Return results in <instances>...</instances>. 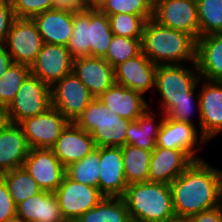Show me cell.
Here are the masks:
<instances>
[{
    "label": "cell",
    "mask_w": 222,
    "mask_h": 222,
    "mask_svg": "<svg viewBox=\"0 0 222 222\" xmlns=\"http://www.w3.org/2000/svg\"><path fill=\"white\" fill-rule=\"evenodd\" d=\"M89 6V0H83Z\"/></svg>",
    "instance_id": "49"
},
{
    "label": "cell",
    "mask_w": 222,
    "mask_h": 222,
    "mask_svg": "<svg viewBox=\"0 0 222 222\" xmlns=\"http://www.w3.org/2000/svg\"><path fill=\"white\" fill-rule=\"evenodd\" d=\"M100 147L78 162L65 168V174L72 180L98 188L100 173Z\"/></svg>",
    "instance_id": "32"
},
{
    "label": "cell",
    "mask_w": 222,
    "mask_h": 222,
    "mask_svg": "<svg viewBox=\"0 0 222 222\" xmlns=\"http://www.w3.org/2000/svg\"><path fill=\"white\" fill-rule=\"evenodd\" d=\"M200 37L222 32V0H196Z\"/></svg>",
    "instance_id": "34"
},
{
    "label": "cell",
    "mask_w": 222,
    "mask_h": 222,
    "mask_svg": "<svg viewBox=\"0 0 222 222\" xmlns=\"http://www.w3.org/2000/svg\"><path fill=\"white\" fill-rule=\"evenodd\" d=\"M153 19L171 29L200 38L196 0H154Z\"/></svg>",
    "instance_id": "8"
},
{
    "label": "cell",
    "mask_w": 222,
    "mask_h": 222,
    "mask_svg": "<svg viewBox=\"0 0 222 222\" xmlns=\"http://www.w3.org/2000/svg\"><path fill=\"white\" fill-rule=\"evenodd\" d=\"M16 216V204L5 181L0 177V222Z\"/></svg>",
    "instance_id": "40"
},
{
    "label": "cell",
    "mask_w": 222,
    "mask_h": 222,
    "mask_svg": "<svg viewBox=\"0 0 222 222\" xmlns=\"http://www.w3.org/2000/svg\"><path fill=\"white\" fill-rule=\"evenodd\" d=\"M87 4L83 0H53V9L78 12L83 10Z\"/></svg>",
    "instance_id": "43"
},
{
    "label": "cell",
    "mask_w": 222,
    "mask_h": 222,
    "mask_svg": "<svg viewBox=\"0 0 222 222\" xmlns=\"http://www.w3.org/2000/svg\"><path fill=\"white\" fill-rule=\"evenodd\" d=\"M6 113L5 109L0 108V130L3 128V126L7 123Z\"/></svg>",
    "instance_id": "45"
},
{
    "label": "cell",
    "mask_w": 222,
    "mask_h": 222,
    "mask_svg": "<svg viewBox=\"0 0 222 222\" xmlns=\"http://www.w3.org/2000/svg\"><path fill=\"white\" fill-rule=\"evenodd\" d=\"M154 0H103L97 8L108 17L118 13L135 14L153 18Z\"/></svg>",
    "instance_id": "35"
},
{
    "label": "cell",
    "mask_w": 222,
    "mask_h": 222,
    "mask_svg": "<svg viewBox=\"0 0 222 222\" xmlns=\"http://www.w3.org/2000/svg\"><path fill=\"white\" fill-rule=\"evenodd\" d=\"M142 93L120 84H113L98 99L123 119L135 121L151 104Z\"/></svg>",
    "instance_id": "21"
},
{
    "label": "cell",
    "mask_w": 222,
    "mask_h": 222,
    "mask_svg": "<svg viewBox=\"0 0 222 222\" xmlns=\"http://www.w3.org/2000/svg\"><path fill=\"white\" fill-rule=\"evenodd\" d=\"M0 177L5 181L16 205L42 191L23 167L4 172Z\"/></svg>",
    "instance_id": "30"
},
{
    "label": "cell",
    "mask_w": 222,
    "mask_h": 222,
    "mask_svg": "<svg viewBox=\"0 0 222 222\" xmlns=\"http://www.w3.org/2000/svg\"><path fill=\"white\" fill-rule=\"evenodd\" d=\"M165 222H192L190 218H187V217H178V216H175L171 219H168L167 221Z\"/></svg>",
    "instance_id": "46"
},
{
    "label": "cell",
    "mask_w": 222,
    "mask_h": 222,
    "mask_svg": "<svg viewBox=\"0 0 222 222\" xmlns=\"http://www.w3.org/2000/svg\"><path fill=\"white\" fill-rule=\"evenodd\" d=\"M69 123L59 110L51 106L45 112L26 118L18 125L30 148L51 149Z\"/></svg>",
    "instance_id": "11"
},
{
    "label": "cell",
    "mask_w": 222,
    "mask_h": 222,
    "mask_svg": "<svg viewBox=\"0 0 222 222\" xmlns=\"http://www.w3.org/2000/svg\"><path fill=\"white\" fill-rule=\"evenodd\" d=\"M113 35L109 17L97 7H89L90 56L104 57Z\"/></svg>",
    "instance_id": "27"
},
{
    "label": "cell",
    "mask_w": 222,
    "mask_h": 222,
    "mask_svg": "<svg viewBox=\"0 0 222 222\" xmlns=\"http://www.w3.org/2000/svg\"><path fill=\"white\" fill-rule=\"evenodd\" d=\"M49 107H51V88L30 74L5 109V113L9 123L19 124L26 118L45 112Z\"/></svg>",
    "instance_id": "6"
},
{
    "label": "cell",
    "mask_w": 222,
    "mask_h": 222,
    "mask_svg": "<svg viewBox=\"0 0 222 222\" xmlns=\"http://www.w3.org/2000/svg\"><path fill=\"white\" fill-rule=\"evenodd\" d=\"M73 72L95 98L116 83L115 68L103 57L74 59Z\"/></svg>",
    "instance_id": "17"
},
{
    "label": "cell",
    "mask_w": 222,
    "mask_h": 222,
    "mask_svg": "<svg viewBox=\"0 0 222 222\" xmlns=\"http://www.w3.org/2000/svg\"><path fill=\"white\" fill-rule=\"evenodd\" d=\"M142 52L141 39L113 35L108 51L103 57L113 68Z\"/></svg>",
    "instance_id": "36"
},
{
    "label": "cell",
    "mask_w": 222,
    "mask_h": 222,
    "mask_svg": "<svg viewBox=\"0 0 222 222\" xmlns=\"http://www.w3.org/2000/svg\"><path fill=\"white\" fill-rule=\"evenodd\" d=\"M198 132L196 125L171 120L165 116L157 136L156 146L166 149H179L186 152L194 161L200 160L202 157L200 158L196 154L208 141Z\"/></svg>",
    "instance_id": "13"
},
{
    "label": "cell",
    "mask_w": 222,
    "mask_h": 222,
    "mask_svg": "<svg viewBox=\"0 0 222 222\" xmlns=\"http://www.w3.org/2000/svg\"><path fill=\"white\" fill-rule=\"evenodd\" d=\"M13 63L11 55L4 44H0V79L6 73L8 67Z\"/></svg>",
    "instance_id": "44"
},
{
    "label": "cell",
    "mask_w": 222,
    "mask_h": 222,
    "mask_svg": "<svg viewBox=\"0 0 222 222\" xmlns=\"http://www.w3.org/2000/svg\"><path fill=\"white\" fill-rule=\"evenodd\" d=\"M73 12L65 10H46L32 19L44 43L67 46L73 33Z\"/></svg>",
    "instance_id": "24"
},
{
    "label": "cell",
    "mask_w": 222,
    "mask_h": 222,
    "mask_svg": "<svg viewBox=\"0 0 222 222\" xmlns=\"http://www.w3.org/2000/svg\"><path fill=\"white\" fill-rule=\"evenodd\" d=\"M75 222H131L122 197H104Z\"/></svg>",
    "instance_id": "28"
},
{
    "label": "cell",
    "mask_w": 222,
    "mask_h": 222,
    "mask_svg": "<svg viewBox=\"0 0 222 222\" xmlns=\"http://www.w3.org/2000/svg\"><path fill=\"white\" fill-rule=\"evenodd\" d=\"M16 18H30L53 9V0H11Z\"/></svg>",
    "instance_id": "38"
},
{
    "label": "cell",
    "mask_w": 222,
    "mask_h": 222,
    "mask_svg": "<svg viewBox=\"0 0 222 222\" xmlns=\"http://www.w3.org/2000/svg\"><path fill=\"white\" fill-rule=\"evenodd\" d=\"M95 97L71 72L51 87V106L69 121L75 122Z\"/></svg>",
    "instance_id": "9"
},
{
    "label": "cell",
    "mask_w": 222,
    "mask_h": 222,
    "mask_svg": "<svg viewBox=\"0 0 222 222\" xmlns=\"http://www.w3.org/2000/svg\"><path fill=\"white\" fill-rule=\"evenodd\" d=\"M199 83H201L198 91L201 117L199 133L204 139L211 141L217 134L222 133V82L200 78Z\"/></svg>",
    "instance_id": "15"
},
{
    "label": "cell",
    "mask_w": 222,
    "mask_h": 222,
    "mask_svg": "<svg viewBox=\"0 0 222 222\" xmlns=\"http://www.w3.org/2000/svg\"><path fill=\"white\" fill-rule=\"evenodd\" d=\"M31 74L30 66L12 63L0 79V108L6 109L16 96L20 86Z\"/></svg>",
    "instance_id": "33"
},
{
    "label": "cell",
    "mask_w": 222,
    "mask_h": 222,
    "mask_svg": "<svg viewBox=\"0 0 222 222\" xmlns=\"http://www.w3.org/2000/svg\"><path fill=\"white\" fill-rule=\"evenodd\" d=\"M147 19L141 15L118 13L109 16L110 28L114 35L142 39Z\"/></svg>",
    "instance_id": "37"
},
{
    "label": "cell",
    "mask_w": 222,
    "mask_h": 222,
    "mask_svg": "<svg viewBox=\"0 0 222 222\" xmlns=\"http://www.w3.org/2000/svg\"><path fill=\"white\" fill-rule=\"evenodd\" d=\"M175 215L190 218L222 205V170L200 159L170 184Z\"/></svg>",
    "instance_id": "1"
},
{
    "label": "cell",
    "mask_w": 222,
    "mask_h": 222,
    "mask_svg": "<svg viewBox=\"0 0 222 222\" xmlns=\"http://www.w3.org/2000/svg\"><path fill=\"white\" fill-rule=\"evenodd\" d=\"M189 65L187 67L183 64L157 66L154 90L158 91L161 97L160 113L166 115L177 102L199 97L195 91L199 87L200 75L196 63Z\"/></svg>",
    "instance_id": "5"
},
{
    "label": "cell",
    "mask_w": 222,
    "mask_h": 222,
    "mask_svg": "<svg viewBox=\"0 0 222 222\" xmlns=\"http://www.w3.org/2000/svg\"><path fill=\"white\" fill-rule=\"evenodd\" d=\"M194 160L184 151L179 149H166L156 146L152 150L149 164V182H162L170 184Z\"/></svg>",
    "instance_id": "20"
},
{
    "label": "cell",
    "mask_w": 222,
    "mask_h": 222,
    "mask_svg": "<svg viewBox=\"0 0 222 222\" xmlns=\"http://www.w3.org/2000/svg\"><path fill=\"white\" fill-rule=\"evenodd\" d=\"M122 154L128 185L147 182L152 151L126 144L122 146Z\"/></svg>",
    "instance_id": "29"
},
{
    "label": "cell",
    "mask_w": 222,
    "mask_h": 222,
    "mask_svg": "<svg viewBox=\"0 0 222 222\" xmlns=\"http://www.w3.org/2000/svg\"><path fill=\"white\" fill-rule=\"evenodd\" d=\"M122 198L131 222H165L176 216L167 183L147 181L130 184Z\"/></svg>",
    "instance_id": "3"
},
{
    "label": "cell",
    "mask_w": 222,
    "mask_h": 222,
    "mask_svg": "<svg viewBox=\"0 0 222 222\" xmlns=\"http://www.w3.org/2000/svg\"><path fill=\"white\" fill-rule=\"evenodd\" d=\"M4 45L14 63L31 66L44 45L36 23L30 18H16Z\"/></svg>",
    "instance_id": "10"
},
{
    "label": "cell",
    "mask_w": 222,
    "mask_h": 222,
    "mask_svg": "<svg viewBox=\"0 0 222 222\" xmlns=\"http://www.w3.org/2000/svg\"><path fill=\"white\" fill-rule=\"evenodd\" d=\"M195 101V104H194ZM193 105L196 106V111L198 113V120H199V126H200V100L199 97H196V99L191 100H183L177 102V104L165 115L167 118L171 120H176L184 123H190L193 125H196L192 120V114H193Z\"/></svg>",
    "instance_id": "39"
},
{
    "label": "cell",
    "mask_w": 222,
    "mask_h": 222,
    "mask_svg": "<svg viewBox=\"0 0 222 222\" xmlns=\"http://www.w3.org/2000/svg\"><path fill=\"white\" fill-rule=\"evenodd\" d=\"M160 121L151 107H148L135 121L129 124L126 134V144L153 150L156 147L157 136L160 133L165 115L162 113Z\"/></svg>",
    "instance_id": "26"
},
{
    "label": "cell",
    "mask_w": 222,
    "mask_h": 222,
    "mask_svg": "<svg viewBox=\"0 0 222 222\" xmlns=\"http://www.w3.org/2000/svg\"><path fill=\"white\" fill-rule=\"evenodd\" d=\"M51 149L66 168L91 153L96 145L90 133L70 122Z\"/></svg>",
    "instance_id": "18"
},
{
    "label": "cell",
    "mask_w": 222,
    "mask_h": 222,
    "mask_svg": "<svg viewBox=\"0 0 222 222\" xmlns=\"http://www.w3.org/2000/svg\"><path fill=\"white\" fill-rule=\"evenodd\" d=\"M192 222H222V205L197 213L190 217Z\"/></svg>",
    "instance_id": "42"
},
{
    "label": "cell",
    "mask_w": 222,
    "mask_h": 222,
    "mask_svg": "<svg viewBox=\"0 0 222 222\" xmlns=\"http://www.w3.org/2000/svg\"><path fill=\"white\" fill-rule=\"evenodd\" d=\"M15 19L11 0H0V44L5 43L8 32Z\"/></svg>",
    "instance_id": "41"
},
{
    "label": "cell",
    "mask_w": 222,
    "mask_h": 222,
    "mask_svg": "<svg viewBox=\"0 0 222 222\" xmlns=\"http://www.w3.org/2000/svg\"><path fill=\"white\" fill-rule=\"evenodd\" d=\"M54 194L66 222H75L105 197L98 188L74 181L66 174Z\"/></svg>",
    "instance_id": "7"
},
{
    "label": "cell",
    "mask_w": 222,
    "mask_h": 222,
    "mask_svg": "<svg viewBox=\"0 0 222 222\" xmlns=\"http://www.w3.org/2000/svg\"><path fill=\"white\" fill-rule=\"evenodd\" d=\"M131 122L108 109L96 97L74 123L91 134L96 147H122L126 145L127 129Z\"/></svg>",
    "instance_id": "4"
},
{
    "label": "cell",
    "mask_w": 222,
    "mask_h": 222,
    "mask_svg": "<svg viewBox=\"0 0 222 222\" xmlns=\"http://www.w3.org/2000/svg\"><path fill=\"white\" fill-rule=\"evenodd\" d=\"M4 222H24L22 219H20L19 217L15 216L13 218L7 219Z\"/></svg>",
    "instance_id": "48"
},
{
    "label": "cell",
    "mask_w": 222,
    "mask_h": 222,
    "mask_svg": "<svg viewBox=\"0 0 222 222\" xmlns=\"http://www.w3.org/2000/svg\"><path fill=\"white\" fill-rule=\"evenodd\" d=\"M98 189L105 197H122L128 186L124 174L122 147H100Z\"/></svg>",
    "instance_id": "16"
},
{
    "label": "cell",
    "mask_w": 222,
    "mask_h": 222,
    "mask_svg": "<svg viewBox=\"0 0 222 222\" xmlns=\"http://www.w3.org/2000/svg\"><path fill=\"white\" fill-rule=\"evenodd\" d=\"M29 151L22 128L7 122L0 130V174L21 168Z\"/></svg>",
    "instance_id": "22"
},
{
    "label": "cell",
    "mask_w": 222,
    "mask_h": 222,
    "mask_svg": "<svg viewBox=\"0 0 222 222\" xmlns=\"http://www.w3.org/2000/svg\"><path fill=\"white\" fill-rule=\"evenodd\" d=\"M103 0H89V7H97Z\"/></svg>",
    "instance_id": "47"
},
{
    "label": "cell",
    "mask_w": 222,
    "mask_h": 222,
    "mask_svg": "<svg viewBox=\"0 0 222 222\" xmlns=\"http://www.w3.org/2000/svg\"><path fill=\"white\" fill-rule=\"evenodd\" d=\"M73 60L66 46L44 43L35 62L30 66L31 74L51 88L73 72Z\"/></svg>",
    "instance_id": "14"
},
{
    "label": "cell",
    "mask_w": 222,
    "mask_h": 222,
    "mask_svg": "<svg viewBox=\"0 0 222 222\" xmlns=\"http://www.w3.org/2000/svg\"><path fill=\"white\" fill-rule=\"evenodd\" d=\"M45 191L54 193L65 176V167L52 149L30 148L22 166Z\"/></svg>",
    "instance_id": "12"
},
{
    "label": "cell",
    "mask_w": 222,
    "mask_h": 222,
    "mask_svg": "<svg viewBox=\"0 0 222 222\" xmlns=\"http://www.w3.org/2000/svg\"><path fill=\"white\" fill-rule=\"evenodd\" d=\"M195 63L201 79L222 82V32L196 41Z\"/></svg>",
    "instance_id": "23"
},
{
    "label": "cell",
    "mask_w": 222,
    "mask_h": 222,
    "mask_svg": "<svg viewBox=\"0 0 222 222\" xmlns=\"http://www.w3.org/2000/svg\"><path fill=\"white\" fill-rule=\"evenodd\" d=\"M16 216L24 222H66L55 194L45 190L17 204Z\"/></svg>",
    "instance_id": "25"
},
{
    "label": "cell",
    "mask_w": 222,
    "mask_h": 222,
    "mask_svg": "<svg viewBox=\"0 0 222 222\" xmlns=\"http://www.w3.org/2000/svg\"><path fill=\"white\" fill-rule=\"evenodd\" d=\"M141 47L142 53L156 66L196 62V40L185 32L159 24L153 18L146 21Z\"/></svg>",
    "instance_id": "2"
},
{
    "label": "cell",
    "mask_w": 222,
    "mask_h": 222,
    "mask_svg": "<svg viewBox=\"0 0 222 222\" xmlns=\"http://www.w3.org/2000/svg\"><path fill=\"white\" fill-rule=\"evenodd\" d=\"M156 69L157 66L141 52L115 67L116 83L144 95L155 89Z\"/></svg>",
    "instance_id": "19"
},
{
    "label": "cell",
    "mask_w": 222,
    "mask_h": 222,
    "mask_svg": "<svg viewBox=\"0 0 222 222\" xmlns=\"http://www.w3.org/2000/svg\"><path fill=\"white\" fill-rule=\"evenodd\" d=\"M73 59L90 56L89 6L73 14V33L67 44Z\"/></svg>",
    "instance_id": "31"
}]
</instances>
